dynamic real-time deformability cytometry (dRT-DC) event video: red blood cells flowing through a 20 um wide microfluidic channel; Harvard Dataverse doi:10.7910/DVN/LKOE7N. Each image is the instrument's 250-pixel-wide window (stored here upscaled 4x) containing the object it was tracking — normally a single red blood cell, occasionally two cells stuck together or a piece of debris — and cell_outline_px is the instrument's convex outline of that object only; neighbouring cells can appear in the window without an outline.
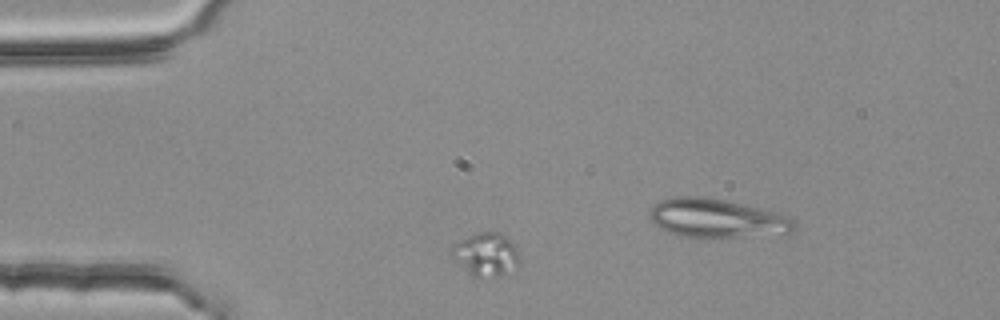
{"species": "common noctule bat (a hibernating species)", "species_latin": "Nyctalus noctula", "temperature_condition": "room temperature", "stored_images_in_passage": 3, "segment_of_instrument_passage": [2, 2], "camera_frame_rate_fps": 3000, "um_per_image_px": 0.085, "animal": {"sex": "female", "body_mass_g": 25.1}, "frame": {"image": 1, "passage_image": 2, "time_ms": 0.333, "image_size_px": [1000, 320], "cell_outline_px": [[520, 264], [516, 268], [500, 276], [472, 276], [448, 252], [448, 248], [452, 244], [468, 236], [480, 232], [500, 232], [516, 248], [520, 256]], "centroid_in_image_um": [41.29, 21.62], "position_along_channel_um": 43.7, "area_um2": 17.05}}